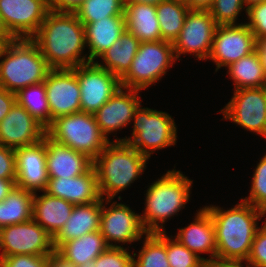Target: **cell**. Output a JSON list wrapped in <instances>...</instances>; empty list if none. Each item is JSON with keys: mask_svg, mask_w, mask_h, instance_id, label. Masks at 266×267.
<instances>
[{"mask_svg": "<svg viewBox=\"0 0 266 267\" xmlns=\"http://www.w3.org/2000/svg\"><path fill=\"white\" fill-rule=\"evenodd\" d=\"M51 69H73L90 62L83 54L85 26L74 12L50 11L31 38Z\"/></svg>", "mask_w": 266, "mask_h": 267, "instance_id": "obj_1", "label": "cell"}, {"mask_svg": "<svg viewBox=\"0 0 266 267\" xmlns=\"http://www.w3.org/2000/svg\"><path fill=\"white\" fill-rule=\"evenodd\" d=\"M205 208L215 229L216 258L246 263L263 211L242 200L229 210L214 205Z\"/></svg>", "mask_w": 266, "mask_h": 267, "instance_id": "obj_2", "label": "cell"}, {"mask_svg": "<svg viewBox=\"0 0 266 267\" xmlns=\"http://www.w3.org/2000/svg\"><path fill=\"white\" fill-rule=\"evenodd\" d=\"M147 160L146 156L129 143L115 139L108 143L93 160L99 193L102 199H106V204L143 174Z\"/></svg>", "mask_w": 266, "mask_h": 267, "instance_id": "obj_3", "label": "cell"}, {"mask_svg": "<svg viewBox=\"0 0 266 267\" xmlns=\"http://www.w3.org/2000/svg\"><path fill=\"white\" fill-rule=\"evenodd\" d=\"M192 184V180L174 168L148 187L145 211L140 215L147 233L165 232L163 224L167 219L177 214L190 201Z\"/></svg>", "mask_w": 266, "mask_h": 267, "instance_id": "obj_4", "label": "cell"}, {"mask_svg": "<svg viewBox=\"0 0 266 267\" xmlns=\"http://www.w3.org/2000/svg\"><path fill=\"white\" fill-rule=\"evenodd\" d=\"M1 58L0 86L14 94L44 82L51 69L31 38L14 39L6 46Z\"/></svg>", "mask_w": 266, "mask_h": 267, "instance_id": "obj_5", "label": "cell"}, {"mask_svg": "<svg viewBox=\"0 0 266 267\" xmlns=\"http://www.w3.org/2000/svg\"><path fill=\"white\" fill-rule=\"evenodd\" d=\"M53 140L94 160L110 142L91 113L77 112L54 119L46 129Z\"/></svg>", "mask_w": 266, "mask_h": 267, "instance_id": "obj_6", "label": "cell"}, {"mask_svg": "<svg viewBox=\"0 0 266 267\" xmlns=\"http://www.w3.org/2000/svg\"><path fill=\"white\" fill-rule=\"evenodd\" d=\"M132 120V137L116 138V141L129 143L148 159L155 150L176 144L177 127L175 120L167 112L143 108L140 105Z\"/></svg>", "mask_w": 266, "mask_h": 267, "instance_id": "obj_7", "label": "cell"}, {"mask_svg": "<svg viewBox=\"0 0 266 267\" xmlns=\"http://www.w3.org/2000/svg\"><path fill=\"white\" fill-rule=\"evenodd\" d=\"M175 60L173 43L164 40L141 42L130 69L120 79L121 87L147 89L166 74Z\"/></svg>", "mask_w": 266, "mask_h": 267, "instance_id": "obj_8", "label": "cell"}, {"mask_svg": "<svg viewBox=\"0 0 266 267\" xmlns=\"http://www.w3.org/2000/svg\"><path fill=\"white\" fill-rule=\"evenodd\" d=\"M0 259L12 255L49 256L56 250L53 237L33 219L0 229Z\"/></svg>", "mask_w": 266, "mask_h": 267, "instance_id": "obj_9", "label": "cell"}, {"mask_svg": "<svg viewBox=\"0 0 266 267\" xmlns=\"http://www.w3.org/2000/svg\"><path fill=\"white\" fill-rule=\"evenodd\" d=\"M220 112L224 119L266 139V87L234 90Z\"/></svg>", "mask_w": 266, "mask_h": 267, "instance_id": "obj_10", "label": "cell"}, {"mask_svg": "<svg viewBox=\"0 0 266 267\" xmlns=\"http://www.w3.org/2000/svg\"><path fill=\"white\" fill-rule=\"evenodd\" d=\"M217 26L209 10L190 9L178 38L173 42L176 60L186 53L195 54L198 60H207Z\"/></svg>", "mask_w": 266, "mask_h": 267, "instance_id": "obj_11", "label": "cell"}, {"mask_svg": "<svg viewBox=\"0 0 266 267\" xmlns=\"http://www.w3.org/2000/svg\"><path fill=\"white\" fill-rule=\"evenodd\" d=\"M81 98V112L94 114L118 89L120 79L96 62H87L76 67Z\"/></svg>", "mask_w": 266, "mask_h": 267, "instance_id": "obj_12", "label": "cell"}, {"mask_svg": "<svg viewBox=\"0 0 266 267\" xmlns=\"http://www.w3.org/2000/svg\"><path fill=\"white\" fill-rule=\"evenodd\" d=\"M50 11L49 0H0V17L15 39L32 38Z\"/></svg>", "mask_w": 266, "mask_h": 267, "instance_id": "obj_13", "label": "cell"}, {"mask_svg": "<svg viewBox=\"0 0 266 267\" xmlns=\"http://www.w3.org/2000/svg\"><path fill=\"white\" fill-rule=\"evenodd\" d=\"M256 50V39L245 24L219 25L216 28L209 59L221 67L238 61Z\"/></svg>", "mask_w": 266, "mask_h": 267, "instance_id": "obj_14", "label": "cell"}, {"mask_svg": "<svg viewBox=\"0 0 266 267\" xmlns=\"http://www.w3.org/2000/svg\"><path fill=\"white\" fill-rule=\"evenodd\" d=\"M104 201L105 199H102L100 232L109 247H123L112 242L131 244L147 234L142 226L140 214H136L129 206L117 201L106 208Z\"/></svg>", "mask_w": 266, "mask_h": 267, "instance_id": "obj_15", "label": "cell"}, {"mask_svg": "<svg viewBox=\"0 0 266 267\" xmlns=\"http://www.w3.org/2000/svg\"><path fill=\"white\" fill-rule=\"evenodd\" d=\"M51 123L54 119L81 112V92L76 68L50 69L44 80Z\"/></svg>", "mask_w": 266, "mask_h": 267, "instance_id": "obj_16", "label": "cell"}, {"mask_svg": "<svg viewBox=\"0 0 266 267\" xmlns=\"http://www.w3.org/2000/svg\"><path fill=\"white\" fill-rule=\"evenodd\" d=\"M45 134L46 129L17 103L0 122V145L14 150L39 143Z\"/></svg>", "mask_w": 266, "mask_h": 267, "instance_id": "obj_17", "label": "cell"}, {"mask_svg": "<svg viewBox=\"0 0 266 267\" xmlns=\"http://www.w3.org/2000/svg\"><path fill=\"white\" fill-rule=\"evenodd\" d=\"M125 90V91H124ZM141 90L121 87L93 115L102 134H109L131 124L137 108L142 105L138 93Z\"/></svg>", "mask_w": 266, "mask_h": 267, "instance_id": "obj_18", "label": "cell"}, {"mask_svg": "<svg viewBox=\"0 0 266 267\" xmlns=\"http://www.w3.org/2000/svg\"><path fill=\"white\" fill-rule=\"evenodd\" d=\"M16 186L27 191H44L49 180L46 168V141L15 150Z\"/></svg>", "mask_w": 266, "mask_h": 267, "instance_id": "obj_19", "label": "cell"}, {"mask_svg": "<svg viewBox=\"0 0 266 267\" xmlns=\"http://www.w3.org/2000/svg\"><path fill=\"white\" fill-rule=\"evenodd\" d=\"M43 139L46 141V168L49 178L77 177L93 167V160L87 155L53 140L47 134Z\"/></svg>", "mask_w": 266, "mask_h": 267, "instance_id": "obj_20", "label": "cell"}, {"mask_svg": "<svg viewBox=\"0 0 266 267\" xmlns=\"http://www.w3.org/2000/svg\"><path fill=\"white\" fill-rule=\"evenodd\" d=\"M44 192L74 205L89 204L102 199L94 167L77 177L49 178Z\"/></svg>", "mask_w": 266, "mask_h": 267, "instance_id": "obj_21", "label": "cell"}, {"mask_svg": "<svg viewBox=\"0 0 266 267\" xmlns=\"http://www.w3.org/2000/svg\"><path fill=\"white\" fill-rule=\"evenodd\" d=\"M174 237L196 255L208 253V260L216 259L215 229L211 215L205 207L199 209L193 222L180 228Z\"/></svg>", "mask_w": 266, "mask_h": 267, "instance_id": "obj_22", "label": "cell"}, {"mask_svg": "<svg viewBox=\"0 0 266 267\" xmlns=\"http://www.w3.org/2000/svg\"><path fill=\"white\" fill-rule=\"evenodd\" d=\"M101 213L102 199L89 204L74 205L67 222L53 237L55 250L69 240L100 231Z\"/></svg>", "mask_w": 266, "mask_h": 267, "instance_id": "obj_23", "label": "cell"}, {"mask_svg": "<svg viewBox=\"0 0 266 267\" xmlns=\"http://www.w3.org/2000/svg\"><path fill=\"white\" fill-rule=\"evenodd\" d=\"M126 30L125 16H109L85 25L90 62H95Z\"/></svg>", "mask_w": 266, "mask_h": 267, "instance_id": "obj_24", "label": "cell"}, {"mask_svg": "<svg viewBox=\"0 0 266 267\" xmlns=\"http://www.w3.org/2000/svg\"><path fill=\"white\" fill-rule=\"evenodd\" d=\"M37 194L33 196L32 219L54 237L67 222L74 204L44 191L40 196Z\"/></svg>", "mask_w": 266, "mask_h": 267, "instance_id": "obj_25", "label": "cell"}, {"mask_svg": "<svg viewBox=\"0 0 266 267\" xmlns=\"http://www.w3.org/2000/svg\"><path fill=\"white\" fill-rule=\"evenodd\" d=\"M126 30L140 42L161 40V30L156 13V5L125 2Z\"/></svg>", "mask_w": 266, "mask_h": 267, "instance_id": "obj_26", "label": "cell"}, {"mask_svg": "<svg viewBox=\"0 0 266 267\" xmlns=\"http://www.w3.org/2000/svg\"><path fill=\"white\" fill-rule=\"evenodd\" d=\"M140 43L134 35L125 30L119 40L100 56L104 63L95 62L121 79L130 69Z\"/></svg>", "mask_w": 266, "mask_h": 267, "instance_id": "obj_27", "label": "cell"}, {"mask_svg": "<svg viewBox=\"0 0 266 267\" xmlns=\"http://www.w3.org/2000/svg\"><path fill=\"white\" fill-rule=\"evenodd\" d=\"M109 248L100 231L87 233L80 238L63 243L56 252L76 266L96 259Z\"/></svg>", "mask_w": 266, "mask_h": 267, "instance_id": "obj_28", "label": "cell"}, {"mask_svg": "<svg viewBox=\"0 0 266 267\" xmlns=\"http://www.w3.org/2000/svg\"><path fill=\"white\" fill-rule=\"evenodd\" d=\"M227 68L228 75L235 82V90L266 87V71L257 50L229 64Z\"/></svg>", "mask_w": 266, "mask_h": 267, "instance_id": "obj_29", "label": "cell"}, {"mask_svg": "<svg viewBox=\"0 0 266 267\" xmlns=\"http://www.w3.org/2000/svg\"><path fill=\"white\" fill-rule=\"evenodd\" d=\"M33 196L34 192L15 185L8 196L0 202V229L31 220Z\"/></svg>", "mask_w": 266, "mask_h": 267, "instance_id": "obj_30", "label": "cell"}, {"mask_svg": "<svg viewBox=\"0 0 266 267\" xmlns=\"http://www.w3.org/2000/svg\"><path fill=\"white\" fill-rule=\"evenodd\" d=\"M189 10L184 0H163L156 5L161 40L173 43L178 38Z\"/></svg>", "mask_w": 266, "mask_h": 267, "instance_id": "obj_31", "label": "cell"}, {"mask_svg": "<svg viewBox=\"0 0 266 267\" xmlns=\"http://www.w3.org/2000/svg\"><path fill=\"white\" fill-rule=\"evenodd\" d=\"M138 255L133 253V267H170L167 259V234L147 233ZM137 256V259L135 257Z\"/></svg>", "mask_w": 266, "mask_h": 267, "instance_id": "obj_32", "label": "cell"}, {"mask_svg": "<svg viewBox=\"0 0 266 267\" xmlns=\"http://www.w3.org/2000/svg\"><path fill=\"white\" fill-rule=\"evenodd\" d=\"M15 95L16 103L24 107L45 129L51 125L44 82L25 87Z\"/></svg>", "mask_w": 266, "mask_h": 267, "instance_id": "obj_33", "label": "cell"}, {"mask_svg": "<svg viewBox=\"0 0 266 267\" xmlns=\"http://www.w3.org/2000/svg\"><path fill=\"white\" fill-rule=\"evenodd\" d=\"M125 0H85L75 11L85 26L109 16L124 15Z\"/></svg>", "mask_w": 266, "mask_h": 267, "instance_id": "obj_34", "label": "cell"}, {"mask_svg": "<svg viewBox=\"0 0 266 267\" xmlns=\"http://www.w3.org/2000/svg\"><path fill=\"white\" fill-rule=\"evenodd\" d=\"M167 259L170 267H202L204 258L191 252L177 239H171L167 235Z\"/></svg>", "mask_w": 266, "mask_h": 267, "instance_id": "obj_35", "label": "cell"}, {"mask_svg": "<svg viewBox=\"0 0 266 267\" xmlns=\"http://www.w3.org/2000/svg\"><path fill=\"white\" fill-rule=\"evenodd\" d=\"M259 161L252 176L249 197L241 200L264 211L266 209V154Z\"/></svg>", "mask_w": 266, "mask_h": 267, "instance_id": "obj_36", "label": "cell"}, {"mask_svg": "<svg viewBox=\"0 0 266 267\" xmlns=\"http://www.w3.org/2000/svg\"><path fill=\"white\" fill-rule=\"evenodd\" d=\"M243 0H213L212 6L208 9L216 24L219 25H236L240 12L246 8Z\"/></svg>", "mask_w": 266, "mask_h": 267, "instance_id": "obj_37", "label": "cell"}, {"mask_svg": "<svg viewBox=\"0 0 266 267\" xmlns=\"http://www.w3.org/2000/svg\"><path fill=\"white\" fill-rule=\"evenodd\" d=\"M133 259L127 248L109 247L94 259V267H133Z\"/></svg>", "mask_w": 266, "mask_h": 267, "instance_id": "obj_38", "label": "cell"}, {"mask_svg": "<svg viewBox=\"0 0 266 267\" xmlns=\"http://www.w3.org/2000/svg\"><path fill=\"white\" fill-rule=\"evenodd\" d=\"M245 265L248 267H266V220L256 231Z\"/></svg>", "mask_w": 266, "mask_h": 267, "instance_id": "obj_39", "label": "cell"}, {"mask_svg": "<svg viewBox=\"0 0 266 267\" xmlns=\"http://www.w3.org/2000/svg\"><path fill=\"white\" fill-rule=\"evenodd\" d=\"M248 23L256 41L266 38V1L253 5L246 10Z\"/></svg>", "mask_w": 266, "mask_h": 267, "instance_id": "obj_40", "label": "cell"}, {"mask_svg": "<svg viewBox=\"0 0 266 267\" xmlns=\"http://www.w3.org/2000/svg\"><path fill=\"white\" fill-rule=\"evenodd\" d=\"M49 256L12 255L0 259L3 267H48Z\"/></svg>", "mask_w": 266, "mask_h": 267, "instance_id": "obj_41", "label": "cell"}, {"mask_svg": "<svg viewBox=\"0 0 266 267\" xmlns=\"http://www.w3.org/2000/svg\"><path fill=\"white\" fill-rule=\"evenodd\" d=\"M0 179H16L15 150L0 145Z\"/></svg>", "mask_w": 266, "mask_h": 267, "instance_id": "obj_42", "label": "cell"}, {"mask_svg": "<svg viewBox=\"0 0 266 267\" xmlns=\"http://www.w3.org/2000/svg\"><path fill=\"white\" fill-rule=\"evenodd\" d=\"M16 103V95L0 86V122Z\"/></svg>", "mask_w": 266, "mask_h": 267, "instance_id": "obj_43", "label": "cell"}, {"mask_svg": "<svg viewBox=\"0 0 266 267\" xmlns=\"http://www.w3.org/2000/svg\"><path fill=\"white\" fill-rule=\"evenodd\" d=\"M85 0H49L50 9L57 12H74Z\"/></svg>", "mask_w": 266, "mask_h": 267, "instance_id": "obj_44", "label": "cell"}, {"mask_svg": "<svg viewBox=\"0 0 266 267\" xmlns=\"http://www.w3.org/2000/svg\"><path fill=\"white\" fill-rule=\"evenodd\" d=\"M242 263V261L220 260L216 258L212 260H205L202 267H244L245 265Z\"/></svg>", "mask_w": 266, "mask_h": 267, "instance_id": "obj_45", "label": "cell"}, {"mask_svg": "<svg viewBox=\"0 0 266 267\" xmlns=\"http://www.w3.org/2000/svg\"><path fill=\"white\" fill-rule=\"evenodd\" d=\"M48 267H78L75 264L66 261L56 251L49 255Z\"/></svg>", "mask_w": 266, "mask_h": 267, "instance_id": "obj_46", "label": "cell"}, {"mask_svg": "<svg viewBox=\"0 0 266 267\" xmlns=\"http://www.w3.org/2000/svg\"><path fill=\"white\" fill-rule=\"evenodd\" d=\"M15 185L16 179H0V202L8 196Z\"/></svg>", "mask_w": 266, "mask_h": 267, "instance_id": "obj_47", "label": "cell"}, {"mask_svg": "<svg viewBox=\"0 0 266 267\" xmlns=\"http://www.w3.org/2000/svg\"><path fill=\"white\" fill-rule=\"evenodd\" d=\"M189 9L208 10L213 0H184Z\"/></svg>", "mask_w": 266, "mask_h": 267, "instance_id": "obj_48", "label": "cell"}, {"mask_svg": "<svg viewBox=\"0 0 266 267\" xmlns=\"http://www.w3.org/2000/svg\"><path fill=\"white\" fill-rule=\"evenodd\" d=\"M256 50L266 71V38L256 41Z\"/></svg>", "mask_w": 266, "mask_h": 267, "instance_id": "obj_49", "label": "cell"}, {"mask_svg": "<svg viewBox=\"0 0 266 267\" xmlns=\"http://www.w3.org/2000/svg\"><path fill=\"white\" fill-rule=\"evenodd\" d=\"M0 38H14L5 27L1 17H0Z\"/></svg>", "mask_w": 266, "mask_h": 267, "instance_id": "obj_50", "label": "cell"}, {"mask_svg": "<svg viewBox=\"0 0 266 267\" xmlns=\"http://www.w3.org/2000/svg\"><path fill=\"white\" fill-rule=\"evenodd\" d=\"M15 38H0V59L6 48V46L13 41Z\"/></svg>", "mask_w": 266, "mask_h": 267, "instance_id": "obj_51", "label": "cell"}, {"mask_svg": "<svg viewBox=\"0 0 266 267\" xmlns=\"http://www.w3.org/2000/svg\"><path fill=\"white\" fill-rule=\"evenodd\" d=\"M265 1L266 0H243L244 8H246V10H247L249 7L256 5V4H259V3H262V2H265Z\"/></svg>", "mask_w": 266, "mask_h": 267, "instance_id": "obj_52", "label": "cell"}, {"mask_svg": "<svg viewBox=\"0 0 266 267\" xmlns=\"http://www.w3.org/2000/svg\"><path fill=\"white\" fill-rule=\"evenodd\" d=\"M161 1L163 0H125V2L146 3V4H152V5H157Z\"/></svg>", "mask_w": 266, "mask_h": 267, "instance_id": "obj_53", "label": "cell"}, {"mask_svg": "<svg viewBox=\"0 0 266 267\" xmlns=\"http://www.w3.org/2000/svg\"><path fill=\"white\" fill-rule=\"evenodd\" d=\"M78 267H94V260L88 261V262H86L83 265H80Z\"/></svg>", "mask_w": 266, "mask_h": 267, "instance_id": "obj_54", "label": "cell"}]
</instances>
